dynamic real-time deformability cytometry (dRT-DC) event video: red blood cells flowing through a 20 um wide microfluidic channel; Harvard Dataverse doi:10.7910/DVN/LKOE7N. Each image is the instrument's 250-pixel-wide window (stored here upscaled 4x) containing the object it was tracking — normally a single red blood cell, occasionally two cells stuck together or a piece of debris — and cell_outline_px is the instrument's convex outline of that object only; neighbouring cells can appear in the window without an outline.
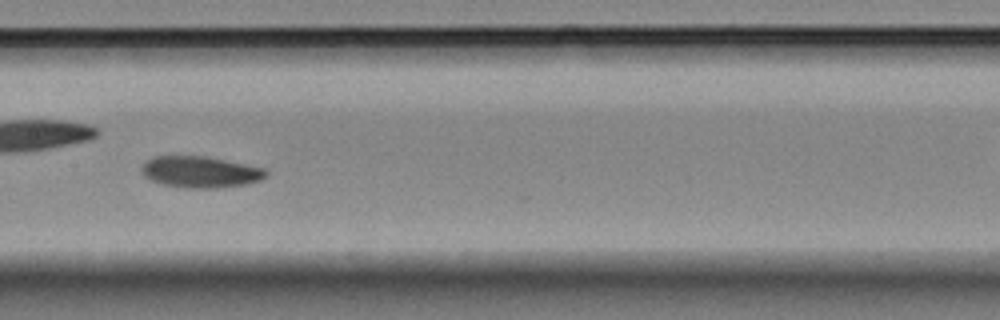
{"species": "Egyptian fruit bat (a non-hibernating species)", "species_latin": "Rousettus aegyptiacus", "temperature_condition": "room temperature", "stored_images_in_passage": 30, "camera_frame_rate_fps": 3000, "um_per_image_px": 0.085, "animal": {"sex": "female"}, "frame": {"image": 1, "passage_image": 21, "time_ms": 6.667, "image_size_px": [1000, 320], "cell_outline_px": [[268, 176], [260, 180], [248, 184], [220, 188], [184, 188], [160, 184], [148, 180], [144, 176], [140, 168], [152, 156], [204, 156], [264, 168], [268, 172]], "centroid_in_image_um": [17.01, 14.63], "position_along_channel_um": 190.4, "area_um2": 22.95}}